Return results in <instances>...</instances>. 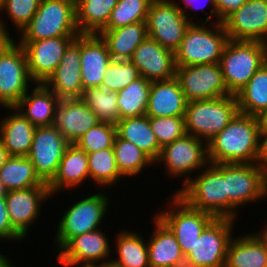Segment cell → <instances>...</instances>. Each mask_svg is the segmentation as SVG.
Returning <instances> with one entry per match:
<instances>
[{"mask_svg":"<svg viewBox=\"0 0 267 267\" xmlns=\"http://www.w3.org/2000/svg\"><path fill=\"white\" fill-rule=\"evenodd\" d=\"M260 134L259 118L238 112L231 122L207 143L209 163H257Z\"/></svg>","mask_w":267,"mask_h":267,"instance_id":"1","label":"cell"},{"mask_svg":"<svg viewBox=\"0 0 267 267\" xmlns=\"http://www.w3.org/2000/svg\"><path fill=\"white\" fill-rule=\"evenodd\" d=\"M182 188L175 193L188 206L209 213L214 218L228 219V196L223 164L208 163L194 178L186 177Z\"/></svg>","mask_w":267,"mask_h":267,"instance_id":"2","label":"cell"},{"mask_svg":"<svg viewBox=\"0 0 267 267\" xmlns=\"http://www.w3.org/2000/svg\"><path fill=\"white\" fill-rule=\"evenodd\" d=\"M210 20L208 16L205 18L206 25L192 22L188 26L183 40L174 52L176 67L219 63L229 38L222 23L214 21V31L206 28Z\"/></svg>","mask_w":267,"mask_h":267,"instance_id":"3","label":"cell"},{"mask_svg":"<svg viewBox=\"0 0 267 267\" xmlns=\"http://www.w3.org/2000/svg\"><path fill=\"white\" fill-rule=\"evenodd\" d=\"M19 43L53 37H77L75 0H41L37 12L20 32Z\"/></svg>","mask_w":267,"mask_h":267,"instance_id":"4","label":"cell"},{"mask_svg":"<svg viewBox=\"0 0 267 267\" xmlns=\"http://www.w3.org/2000/svg\"><path fill=\"white\" fill-rule=\"evenodd\" d=\"M239 112L236 95L210 100L187 102L185 110L186 133L207 144L222 131Z\"/></svg>","mask_w":267,"mask_h":267,"instance_id":"5","label":"cell"},{"mask_svg":"<svg viewBox=\"0 0 267 267\" xmlns=\"http://www.w3.org/2000/svg\"><path fill=\"white\" fill-rule=\"evenodd\" d=\"M265 62V43L229 39L219 61L228 92L236 95Z\"/></svg>","mask_w":267,"mask_h":267,"instance_id":"6","label":"cell"},{"mask_svg":"<svg viewBox=\"0 0 267 267\" xmlns=\"http://www.w3.org/2000/svg\"><path fill=\"white\" fill-rule=\"evenodd\" d=\"M223 176L226 178L228 219H236L235 208L266 196L265 170L258 163L223 164Z\"/></svg>","mask_w":267,"mask_h":267,"instance_id":"7","label":"cell"},{"mask_svg":"<svg viewBox=\"0 0 267 267\" xmlns=\"http://www.w3.org/2000/svg\"><path fill=\"white\" fill-rule=\"evenodd\" d=\"M173 0H153L147 14L148 36L164 48L175 52L192 23L188 14Z\"/></svg>","mask_w":267,"mask_h":267,"instance_id":"8","label":"cell"},{"mask_svg":"<svg viewBox=\"0 0 267 267\" xmlns=\"http://www.w3.org/2000/svg\"><path fill=\"white\" fill-rule=\"evenodd\" d=\"M108 196L98 192L73 204L58 224L55 243L60 250L71 238L97 230L107 212Z\"/></svg>","mask_w":267,"mask_h":267,"instance_id":"9","label":"cell"},{"mask_svg":"<svg viewBox=\"0 0 267 267\" xmlns=\"http://www.w3.org/2000/svg\"><path fill=\"white\" fill-rule=\"evenodd\" d=\"M175 77L187 102L231 95L224 83L219 63L176 67Z\"/></svg>","mask_w":267,"mask_h":267,"instance_id":"10","label":"cell"},{"mask_svg":"<svg viewBox=\"0 0 267 267\" xmlns=\"http://www.w3.org/2000/svg\"><path fill=\"white\" fill-rule=\"evenodd\" d=\"M29 81L26 53L13 41L0 55V106L14 107L28 92Z\"/></svg>","mask_w":267,"mask_h":267,"instance_id":"11","label":"cell"},{"mask_svg":"<svg viewBox=\"0 0 267 267\" xmlns=\"http://www.w3.org/2000/svg\"><path fill=\"white\" fill-rule=\"evenodd\" d=\"M170 210L156 215L173 233L182 254H188L204 228L214 219L209 213L193 209L176 194ZM174 208V209H173Z\"/></svg>","mask_w":267,"mask_h":267,"instance_id":"12","label":"cell"},{"mask_svg":"<svg viewBox=\"0 0 267 267\" xmlns=\"http://www.w3.org/2000/svg\"><path fill=\"white\" fill-rule=\"evenodd\" d=\"M234 219L214 218L187 254L198 267H225Z\"/></svg>","mask_w":267,"mask_h":267,"instance_id":"13","label":"cell"},{"mask_svg":"<svg viewBox=\"0 0 267 267\" xmlns=\"http://www.w3.org/2000/svg\"><path fill=\"white\" fill-rule=\"evenodd\" d=\"M69 145L70 143L57 128L51 125L36 127L27 157L44 183L48 184L55 176Z\"/></svg>","mask_w":267,"mask_h":267,"instance_id":"14","label":"cell"},{"mask_svg":"<svg viewBox=\"0 0 267 267\" xmlns=\"http://www.w3.org/2000/svg\"><path fill=\"white\" fill-rule=\"evenodd\" d=\"M200 140L190 134L174 140L161 148L155 162H164L166 171L173 177L192 173L197 169H204L208 165V148Z\"/></svg>","mask_w":267,"mask_h":267,"instance_id":"15","label":"cell"},{"mask_svg":"<svg viewBox=\"0 0 267 267\" xmlns=\"http://www.w3.org/2000/svg\"><path fill=\"white\" fill-rule=\"evenodd\" d=\"M230 40L267 41V0H247L223 23Z\"/></svg>","mask_w":267,"mask_h":267,"instance_id":"16","label":"cell"},{"mask_svg":"<svg viewBox=\"0 0 267 267\" xmlns=\"http://www.w3.org/2000/svg\"><path fill=\"white\" fill-rule=\"evenodd\" d=\"M76 37H53L20 44L33 84L45 83L61 63L65 49Z\"/></svg>","mask_w":267,"mask_h":267,"instance_id":"17","label":"cell"},{"mask_svg":"<svg viewBox=\"0 0 267 267\" xmlns=\"http://www.w3.org/2000/svg\"><path fill=\"white\" fill-rule=\"evenodd\" d=\"M130 61L138 68L140 76L148 81H161L175 77L174 52L147 36L135 49Z\"/></svg>","mask_w":267,"mask_h":267,"instance_id":"18","label":"cell"},{"mask_svg":"<svg viewBox=\"0 0 267 267\" xmlns=\"http://www.w3.org/2000/svg\"><path fill=\"white\" fill-rule=\"evenodd\" d=\"M80 54L81 34L68 45L61 63L44 83L60 99L80 98L82 95Z\"/></svg>","mask_w":267,"mask_h":267,"instance_id":"19","label":"cell"},{"mask_svg":"<svg viewBox=\"0 0 267 267\" xmlns=\"http://www.w3.org/2000/svg\"><path fill=\"white\" fill-rule=\"evenodd\" d=\"M52 196L48 186L8 191L5 196L12 227L23 237L40 215L41 203Z\"/></svg>","mask_w":267,"mask_h":267,"instance_id":"20","label":"cell"},{"mask_svg":"<svg viewBox=\"0 0 267 267\" xmlns=\"http://www.w3.org/2000/svg\"><path fill=\"white\" fill-rule=\"evenodd\" d=\"M99 123L95 113L80 98L61 99L51 126L57 128L70 144Z\"/></svg>","mask_w":267,"mask_h":267,"instance_id":"21","label":"cell"},{"mask_svg":"<svg viewBox=\"0 0 267 267\" xmlns=\"http://www.w3.org/2000/svg\"><path fill=\"white\" fill-rule=\"evenodd\" d=\"M80 70L83 90L101 87L112 58L99 34H81Z\"/></svg>","mask_w":267,"mask_h":267,"instance_id":"22","label":"cell"},{"mask_svg":"<svg viewBox=\"0 0 267 267\" xmlns=\"http://www.w3.org/2000/svg\"><path fill=\"white\" fill-rule=\"evenodd\" d=\"M187 101L176 77L152 82L146 115L148 117L185 116Z\"/></svg>","mask_w":267,"mask_h":267,"instance_id":"23","label":"cell"},{"mask_svg":"<svg viewBox=\"0 0 267 267\" xmlns=\"http://www.w3.org/2000/svg\"><path fill=\"white\" fill-rule=\"evenodd\" d=\"M108 238L101 230L71 238L61 249L57 257L59 261L96 262L105 260L110 253Z\"/></svg>","mask_w":267,"mask_h":267,"instance_id":"24","label":"cell"},{"mask_svg":"<svg viewBox=\"0 0 267 267\" xmlns=\"http://www.w3.org/2000/svg\"><path fill=\"white\" fill-rule=\"evenodd\" d=\"M28 93L29 91L14 108L34 126H50L54 111L61 99L44 83H37L31 95Z\"/></svg>","mask_w":267,"mask_h":267,"instance_id":"25","label":"cell"},{"mask_svg":"<svg viewBox=\"0 0 267 267\" xmlns=\"http://www.w3.org/2000/svg\"><path fill=\"white\" fill-rule=\"evenodd\" d=\"M89 178L87 153L75 144H70L61 159L53 179L47 184L51 195L63 188L80 185Z\"/></svg>","mask_w":267,"mask_h":267,"instance_id":"26","label":"cell"},{"mask_svg":"<svg viewBox=\"0 0 267 267\" xmlns=\"http://www.w3.org/2000/svg\"><path fill=\"white\" fill-rule=\"evenodd\" d=\"M8 109L12 112L14 110L15 113L0 121V138L10 156H27L36 126L14 107H8Z\"/></svg>","mask_w":267,"mask_h":267,"instance_id":"27","label":"cell"},{"mask_svg":"<svg viewBox=\"0 0 267 267\" xmlns=\"http://www.w3.org/2000/svg\"><path fill=\"white\" fill-rule=\"evenodd\" d=\"M112 60H130L135 49L148 36L146 22H137L114 30H102Z\"/></svg>","mask_w":267,"mask_h":267,"instance_id":"28","label":"cell"},{"mask_svg":"<svg viewBox=\"0 0 267 267\" xmlns=\"http://www.w3.org/2000/svg\"><path fill=\"white\" fill-rule=\"evenodd\" d=\"M225 267H267L266 247L257 233L231 238Z\"/></svg>","mask_w":267,"mask_h":267,"instance_id":"29","label":"cell"},{"mask_svg":"<svg viewBox=\"0 0 267 267\" xmlns=\"http://www.w3.org/2000/svg\"><path fill=\"white\" fill-rule=\"evenodd\" d=\"M116 135L135 144L154 163L158 159L161 147L152 131L147 115L119 120L116 124Z\"/></svg>","mask_w":267,"mask_h":267,"instance_id":"30","label":"cell"},{"mask_svg":"<svg viewBox=\"0 0 267 267\" xmlns=\"http://www.w3.org/2000/svg\"><path fill=\"white\" fill-rule=\"evenodd\" d=\"M155 231L147 242L150 267H173L183 255L170 229L156 216Z\"/></svg>","mask_w":267,"mask_h":267,"instance_id":"31","label":"cell"},{"mask_svg":"<svg viewBox=\"0 0 267 267\" xmlns=\"http://www.w3.org/2000/svg\"><path fill=\"white\" fill-rule=\"evenodd\" d=\"M118 0H75L76 25L80 34H99Z\"/></svg>","mask_w":267,"mask_h":267,"instance_id":"32","label":"cell"},{"mask_svg":"<svg viewBox=\"0 0 267 267\" xmlns=\"http://www.w3.org/2000/svg\"><path fill=\"white\" fill-rule=\"evenodd\" d=\"M0 179L8 191L48 186L36 174L27 156H10L0 169Z\"/></svg>","mask_w":267,"mask_h":267,"instance_id":"33","label":"cell"},{"mask_svg":"<svg viewBox=\"0 0 267 267\" xmlns=\"http://www.w3.org/2000/svg\"><path fill=\"white\" fill-rule=\"evenodd\" d=\"M239 112L259 116L267 108V62L250 78L236 94Z\"/></svg>","mask_w":267,"mask_h":267,"instance_id":"34","label":"cell"},{"mask_svg":"<svg viewBox=\"0 0 267 267\" xmlns=\"http://www.w3.org/2000/svg\"><path fill=\"white\" fill-rule=\"evenodd\" d=\"M152 82L140 76L118 92L120 120L146 115Z\"/></svg>","mask_w":267,"mask_h":267,"instance_id":"35","label":"cell"},{"mask_svg":"<svg viewBox=\"0 0 267 267\" xmlns=\"http://www.w3.org/2000/svg\"><path fill=\"white\" fill-rule=\"evenodd\" d=\"M116 260L110 262L118 267H150L147 242L135 232H127L117 236Z\"/></svg>","mask_w":267,"mask_h":267,"instance_id":"36","label":"cell"},{"mask_svg":"<svg viewBox=\"0 0 267 267\" xmlns=\"http://www.w3.org/2000/svg\"><path fill=\"white\" fill-rule=\"evenodd\" d=\"M80 99L95 113L99 122L116 125L120 120L117 92L92 87L83 90Z\"/></svg>","mask_w":267,"mask_h":267,"instance_id":"37","label":"cell"},{"mask_svg":"<svg viewBox=\"0 0 267 267\" xmlns=\"http://www.w3.org/2000/svg\"><path fill=\"white\" fill-rule=\"evenodd\" d=\"M113 149L116 164L122 176H135L142 172L143 168L154 162L135 144L123 140L117 135L114 139Z\"/></svg>","mask_w":267,"mask_h":267,"instance_id":"38","label":"cell"},{"mask_svg":"<svg viewBox=\"0 0 267 267\" xmlns=\"http://www.w3.org/2000/svg\"><path fill=\"white\" fill-rule=\"evenodd\" d=\"M89 166V179L99 186H111L122 177L120 174L113 148H106L87 154Z\"/></svg>","mask_w":267,"mask_h":267,"instance_id":"39","label":"cell"},{"mask_svg":"<svg viewBox=\"0 0 267 267\" xmlns=\"http://www.w3.org/2000/svg\"><path fill=\"white\" fill-rule=\"evenodd\" d=\"M153 0H118L103 30H114L137 22H146Z\"/></svg>","mask_w":267,"mask_h":267,"instance_id":"40","label":"cell"},{"mask_svg":"<svg viewBox=\"0 0 267 267\" xmlns=\"http://www.w3.org/2000/svg\"><path fill=\"white\" fill-rule=\"evenodd\" d=\"M139 77L138 68L130 60H111L101 87L118 93Z\"/></svg>","mask_w":267,"mask_h":267,"instance_id":"41","label":"cell"},{"mask_svg":"<svg viewBox=\"0 0 267 267\" xmlns=\"http://www.w3.org/2000/svg\"><path fill=\"white\" fill-rule=\"evenodd\" d=\"M115 137L116 125L99 122L84 133L75 142V145L89 154L98 150L113 148Z\"/></svg>","mask_w":267,"mask_h":267,"instance_id":"42","label":"cell"},{"mask_svg":"<svg viewBox=\"0 0 267 267\" xmlns=\"http://www.w3.org/2000/svg\"><path fill=\"white\" fill-rule=\"evenodd\" d=\"M149 120L161 148L186 134L184 116L149 117Z\"/></svg>","mask_w":267,"mask_h":267,"instance_id":"43","label":"cell"},{"mask_svg":"<svg viewBox=\"0 0 267 267\" xmlns=\"http://www.w3.org/2000/svg\"><path fill=\"white\" fill-rule=\"evenodd\" d=\"M41 0H5L2 10H6L10 20L21 32L31 21Z\"/></svg>","mask_w":267,"mask_h":267,"instance_id":"44","label":"cell"},{"mask_svg":"<svg viewBox=\"0 0 267 267\" xmlns=\"http://www.w3.org/2000/svg\"><path fill=\"white\" fill-rule=\"evenodd\" d=\"M0 239H23V237L12 227L10 223L5 197H0Z\"/></svg>","mask_w":267,"mask_h":267,"instance_id":"45","label":"cell"},{"mask_svg":"<svg viewBox=\"0 0 267 267\" xmlns=\"http://www.w3.org/2000/svg\"><path fill=\"white\" fill-rule=\"evenodd\" d=\"M247 0H214L219 23H223L231 14L236 12Z\"/></svg>","mask_w":267,"mask_h":267,"instance_id":"46","label":"cell"},{"mask_svg":"<svg viewBox=\"0 0 267 267\" xmlns=\"http://www.w3.org/2000/svg\"><path fill=\"white\" fill-rule=\"evenodd\" d=\"M257 163L260 164L265 171L267 170V128H261L260 150Z\"/></svg>","mask_w":267,"mask_h":267,"instance_id":"47","label":"cell"},{"mask_svg":"<svg viewBox=\"0 0 267 267\" xmlns=\"http://www.w3.org/2000/svg\"><path fill=\"white\" fill-rule=\"evenodd\" d=\"M6 28L4 22L0 19V55L14 41Z\"/></svg>","mask_w":267,"mask_h":267,"instance_id":"48","label":"cell"},{"mask_svg":"<svg viewBox=\"0 0 267 267\" xmlns=\"http://www.w3.org/2000/svg\"><path fill=\"white\" fill-rule=\"evenodd\" d=\"M195 0H180V2L181 3H185L184 4V7L186 8L187 6L188 7H190V9L191 8H193L194 7V9H195V7H197L196 9H201V8H204L209 2H210V4H212V9L210 10V16H212L213 17V15H215V17H217L216 19H217V21H216V23H219V18H218V13H217V8H216V5H215V2H214V0H205L206 2H207V4H205L206 2H204V5H202V7H200L201 5H200V3H199V6H198V4H195V2H194ZM196 2H197V0H196ZM202 3V2H201Z\"/></svg>","mask_w":267,"mask_h":267,"instance_id":"49","label":"cell"},{"mask_svg":"<svg viewBox=\"0 0 267 267\" xmlns=\"http://www.w3.org/2000/svg\"><path fill=\"white\" fill-rule=\"evenodd\" d=\"M109 262L110 261L102 262L101 264L99 262V264L96 265V262H83L82 263V262H79V261H60V263H61V265L63 267H71V266H75L76 264L80 265L78 267H103V265L105 263H109Z\"/></svg>","mask_w":267,"mask_h":267,"instance_id":"50","label":"cell"},{"mask_svg":"<svg viewBox=\"0 0 267 267\" xmlns=\"http://www.w3.org/2000/svg\"><path fill=\"white\" fill-rule=\"evenodd\" d=\"M173 267H198L187 254H183L173 265Z\"/></svg>","mask_w":267,"mask_h":267,"instance_id":"51","label":"cell"},{"mask_svg":"<svg viewBox=\"0 0 267 267\" xmlns=\"http://www.w3.org/2000/svg\"><path fill=\"white\" fill-rule=\"evenodd\" d=\"M9 157L10 155L7 149L4 147L3 142L0 138V169L3 167Z\"/></svg>","mask_w":267,"mask_h":267,"instance_id":"52","label":"cell"},{"mask_svg":"<svg viewBox=\"0 0 267 267\" xmlns=\"http://www.w3.org/2000/svg\"><path fill=\"white\" fill-rule=\"evenodd\" d=\"M261 128H267V108L258 116Z\"/></svg>","mask_w":267,"mask_h":267,"instance_id":"53","label":"cell"},{"mask_svg":"<svg viewBox=\"0 0 267 267\" xmlns=\"http://www.w3.org/2000/svg\"><path fill=\"white\" fill-rule=\"evenodd\" d=\"M8 259L9 258L0 252V267H13Z\"/></svg>","mask_w":267,"mask_h":267,"instance_id":"54","label":"cell"},{"mask_svg":"<svg viewBox=\"0 0 267 267\" xmlns=\"http://www.w3.org/2000/svg\"><path fill=\"white\" fill-rule=\"evenodd\" d=\"M261 232L262 233H258L257 235L263 240L267 251V227L264 228V231L262 230Z\"/></svg>","mask_w":267,"mask_h":267,"instance_id":"55","label":"cell"},{"mask_svg":"<svg viewBox=\"0 0 267 267\" xmlns=\"http://www.w3.org/2000/svg\"><path fill=\"white\" fill-rule=\"evenodd\" d=\"M7 192L8 190L6 189V187L4 186V184L0 179V197H5L7 195Z\"/></svg>","mask_w":267,"mask_h":267,"instance_id":"56","label":"cell"},{"mask_svg":"<svg viewBox=\"0 0 267 267\" xmlns=\"http://www.w3.org/2000/svg\"><path fill=\"white\" fill-rule=\"evenodd\" d=\"M265 195H267V170L265 171Z\"/></svg>","mask_w":267,"mask_h":267,"instance_id":"57","label":"cell"},{"mask_svg":"<svg viewBox=\"0 0 267 267\" xmlns=\"http://www.w3.org/2000/svg\"><path fill=\"white\" fill-rule=\"evenodd\" d=\"M103 267H118V266H116V265L112 264L111 262H109V263H105L103 265Z\"/></svg>","mask_w":267,"mask_h":267,"instance_id":"58","label":"cell"},{"mask_svg":"<svg viewBox=\"0 0 267 267\" xmlns=\"http://www.w3.org/2000/svg\"><path fill=\"white\" fill-rule=\"evenodd\" d=\"M4 2H5V0H0V12H2Z\"/></svg>","mask_w":267,"mask_h":267,"instance_id":"59","label":"cell"},{"mask_svg":"<svg viewBox=\"0 0 267 267\" xmlns=\"http://www.w3.org/2000/svg\"><path fill=\"white\" fill-rule=\"evenodd\" d=\"M265 47H266V62H267V41L265 42Z\"/></svg>","mask_w":267,"mask_h":267,"instance_id":"60","label":"cell"}]
</instances>
